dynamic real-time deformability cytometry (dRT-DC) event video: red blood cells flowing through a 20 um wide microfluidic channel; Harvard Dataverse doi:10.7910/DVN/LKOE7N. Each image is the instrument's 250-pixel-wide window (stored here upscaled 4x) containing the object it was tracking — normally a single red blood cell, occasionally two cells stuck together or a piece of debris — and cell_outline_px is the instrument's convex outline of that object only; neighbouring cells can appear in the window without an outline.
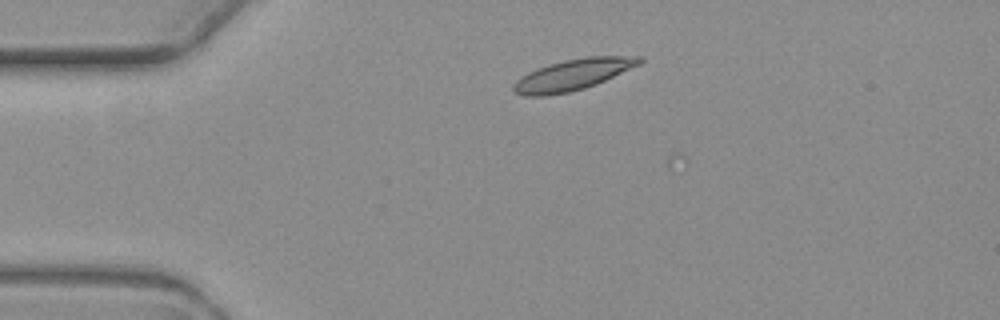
{"species": "common noctule bat (a hibernating species)", "species_latin": "Nyctalus noctula", "temperature_condition": "warm", "stored_images_in_passage": 5, "camera_frame_rate_fps": 3000, "um_per_image_px": 0.085, "animal": {"sex": "female", "body_mass_g": 19.3, "forearm_length_mm": 54.1}, "frame": {"image": 1, "passage_image": 3, "time_ms": 2.333, "image_size_px": [1000, 320], "cell_outline_px": [[644, 60], [640, 64], [596, 84], [584, 88], [568, 92], [544, 96], [524, 96], [516, 92], [512, 88], [512, 84], [516, 80], [528, 72], [536, 68], [548, 64], [564, 60], [588, 56], [644, 56]], "centroid_in_image_um": [48.69, 6.34], "position_along_channel_um": 36.3, "area_um2": 22.77}}